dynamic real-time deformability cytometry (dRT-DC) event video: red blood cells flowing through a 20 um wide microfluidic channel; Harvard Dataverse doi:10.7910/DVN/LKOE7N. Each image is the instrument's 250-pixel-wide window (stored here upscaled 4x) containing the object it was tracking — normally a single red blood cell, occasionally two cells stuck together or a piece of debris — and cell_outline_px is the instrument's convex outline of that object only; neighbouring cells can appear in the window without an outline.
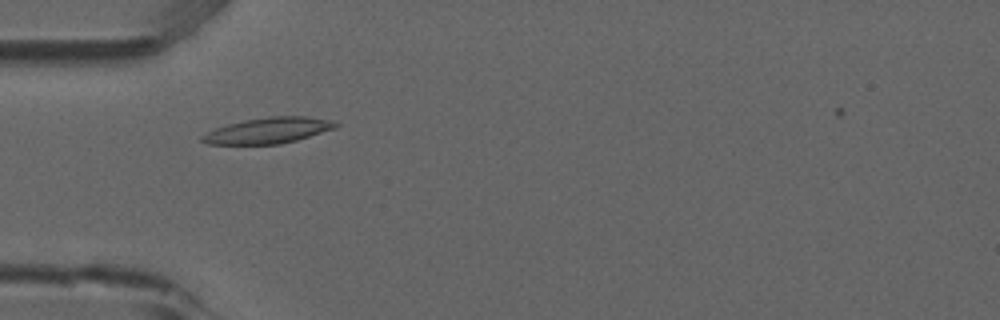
{"species": "common noctule bat (a hibernating species)", "species_latin": "Nyctalus noctula", "temperature_condition": "room temperature", "stored_images_in_passage": 2, "camera_frame_rate_fps": 3000, "um_per_image_px": 0.085, "animal": {"sex": "male", "forearm_length_mm": 52.5}, "frame": {"image": 1, "passage_image": 1, "time_ms": 0.0, "image_size_px": [1000, 320], "cell_outline_px": [[340, 124], [336, 128], [296, 140], [280, 144], [208, 144], [200, 140], [200, 136], [216, 128], [228, 124], [244, 120], [268, 116], [304, 116], [332, 120]], "centroid_in_image_um": [22.81, 11.08], "position_along_channel_um": 62.2, "area_um2": 20.06}}
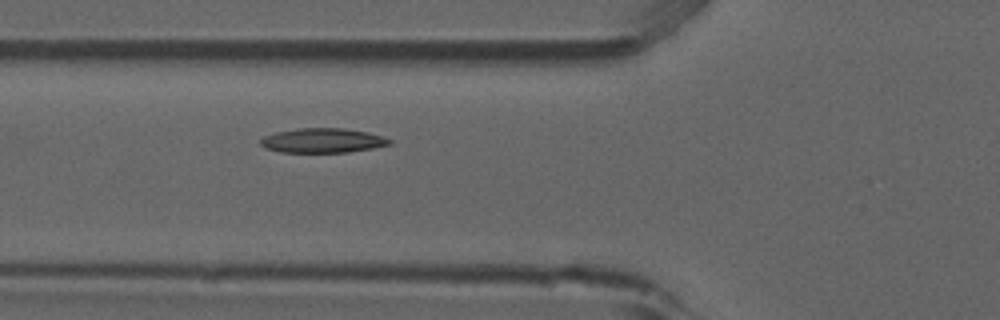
{"frame": {"image": 2, "passage_image": 2, "time_ms": 0.333, "image_size_px": [1000, 320], "cell_outline_px": [[392, 144], [372, 148], [348, 152], [280, 152], [264, 148], [260, 144], [260, 140], [264, 136], [276, 132], [296, 128], [344, 128], [368, 132], [392, 140]], "centroid_in_image_um": [27.4, 11.94], "position_along_channel_um": 98.4, "area_um2": 18.44}}